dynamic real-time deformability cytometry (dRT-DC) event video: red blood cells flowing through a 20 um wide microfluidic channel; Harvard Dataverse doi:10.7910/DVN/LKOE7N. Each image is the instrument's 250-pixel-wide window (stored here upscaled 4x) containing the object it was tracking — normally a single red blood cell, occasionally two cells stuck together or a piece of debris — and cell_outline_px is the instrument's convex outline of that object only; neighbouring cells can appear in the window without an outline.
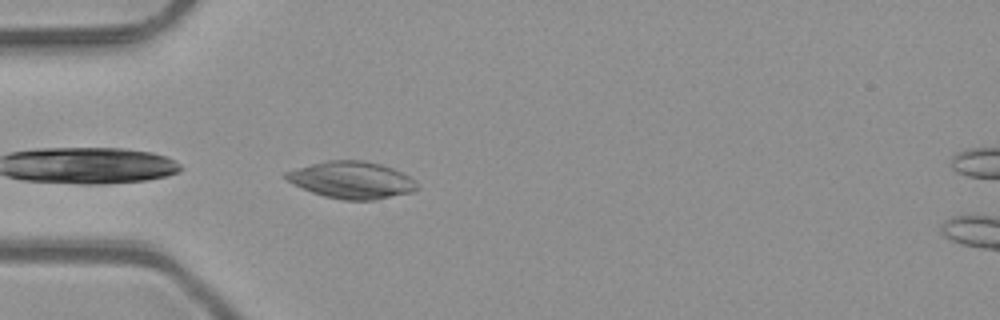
{"species": "common noctule bat (a hibernating species)", "species_latin": "Nyctalus noctula", "temperature_condition": "room temperature", "stored_images_in_passage": 24, "camera_frame_rate_fps": 3000, "um_per_image_px": 0.085, "animal": {"sex": "male", "body_mass_g": 23.1, "forearm_length_mm": 52.7}, "frame": {"image": 1, "passage_image": 1, "time_ms": 0.0, "image_size_px": [1000, 320], "cell_outline_px": [[420, 188], [416, 192], [376, 200], [344, 200], [324, 196], [312, 192], [292, 184], [284, 176], [284, 172], [312, 164], [328, 160], [364, 160], [380, 164], [392, 168], [408, 176], [420, 184]], "centroid_in_image_um": [29.95, 15.32], "position_along_channel_um": 55.1, "area_um2": 28.44}}
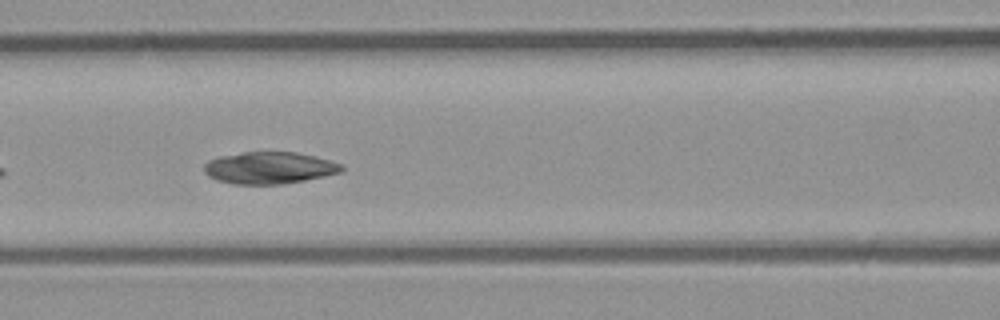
{"frame": {"image": 2, "passage_image": 8, "time_ms": 2.333, "image_size_px": [1000, 320], "cell_outline_px": [[344, 168], [340, 172], [324, 176], [284, 184], [232, 184], [216, 180], [208, 176], [204, 172], [204, 164], [208, 160], [220, 156], [244, 152], [296, 152], [316, 156], [332, 160], [344, 164]], "centroid_in_image_um": [22.9, 14.26], "position_along_channel_um": 143.7, "area_um2": 25.78}}
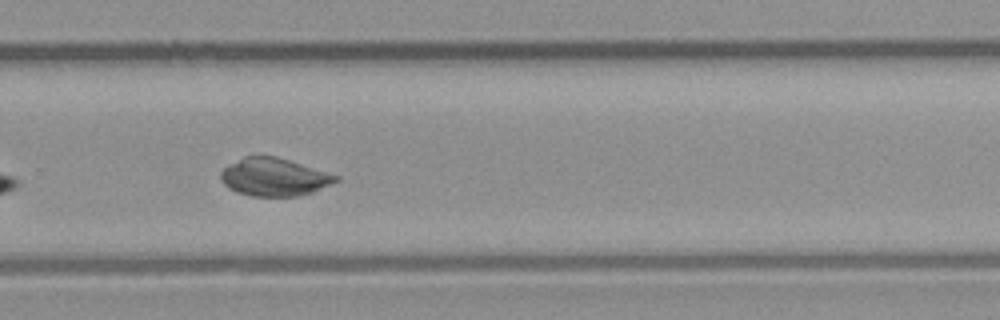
{"frame": {"image": 3, "passage_image": 20, "time_ms": 6.333, "image_size_px": [1000, 320], "cell_outline_px": [[340, 180], [332, 184], [312, 192], [300, 196], [252, 196], [236, 192], [228, 188], [220, 180], [220, 172], [228, 164], [244, 156], [276, 156], [340, 176]], "centroid_in_image_um": [23.29, 15.05], "position_along_channel_um": 306.5, "area_um2": 25.49}, "authors_computed_cell_mechanics": {"area_um2": 25.8944, "velocity_mm_per_s": 4.079, "shape_relaxation_time_tau1_ms": 6.2746, "shape_relaxation_time_tau2_ms": 5.1968, "deformation_change_tau1": 0.2071, "deformation_change_tau2": 0.0508}}